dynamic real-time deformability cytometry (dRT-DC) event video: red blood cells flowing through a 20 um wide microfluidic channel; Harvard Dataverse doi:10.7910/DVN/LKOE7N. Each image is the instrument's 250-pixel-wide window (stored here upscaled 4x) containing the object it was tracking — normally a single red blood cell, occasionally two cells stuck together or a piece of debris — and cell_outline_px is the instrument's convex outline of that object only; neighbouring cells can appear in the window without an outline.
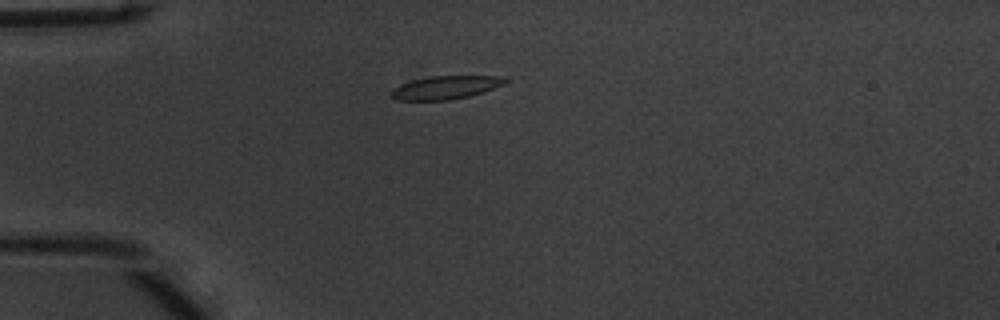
{"species": "common noctule bat (a hibernating species)", "species_latin": "Nyctalus noctula", "temperature_condition": "warm", "stored_images_in_passage": 41, "camera_frame_rate_fps": 3000, "um_per_image_px": 0.085, "animal": {"sex": "male", "body_mass_g": 20.1, "forearm_length_mm": 53.5}, "frame": {"image": 1, "passage_image": 2, "time_ms": 0.333, "image_size_px": [1000, 320], "cell_outline_px": [[508, 80], [504, 84], [468, 96], [452, 100], [396, 100], [388, 92], [392, 88], [400, 84], [412, 80], [428, 76], [508, 76]], "centroid_in_image_um": [37.83, 7.43], "position_along_channel_um": 47.2, "area_um2": 15.49}}
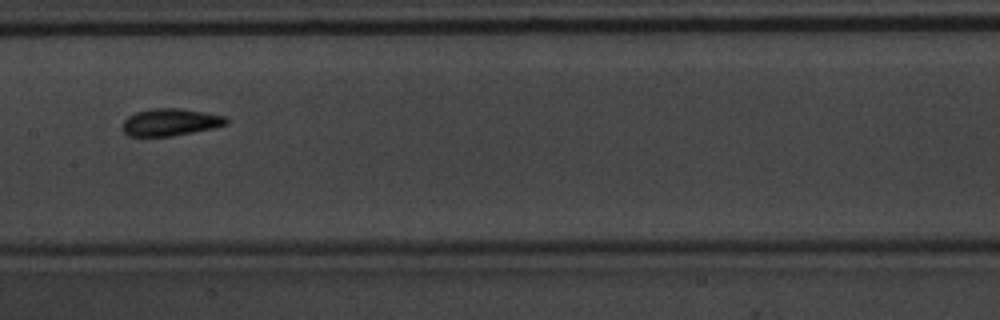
{"frame": {"image": 2, "passage_image": 15, "time_ms": 4.667, "image_size_px": [1000, 320], "cell_outline_px": [[228, 124], [212, 128], [172, 136], [128, 136], [120, 128], [124, 120], [128, 116], [136, 112], [152, 108], [176, 108], [224, 116], [228, 120]], "centroid_in_image_um": [14.41, 10.39], "position_along_channel_um": 193.0, "area_um2": 16.3}}
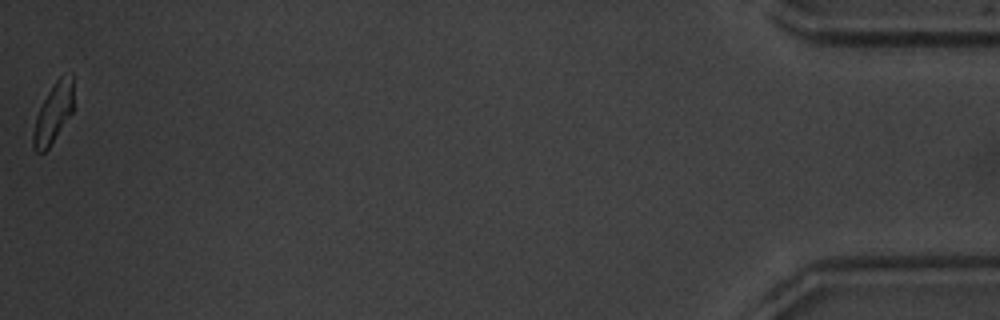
{"frame": {"image": 3, "passage_image": 41, "time_ms": 13.333, "image_size_px": [1000, 320], "cell_outline_px": [[72, 112], [48, 148], [44, 152], [36, 152], [32, 148], [32, 132], [36, 116], [48, 92], [56, 80], [60, 76], [72, 72]], "centroid_in_image_um": [4.5, 9.64], "position_along_channel_um": 430.7, "area_um2": 13.76}, "authors_computed_cell_mechanics": {"area_um2": 15.7794, "velocity_mm_per_s": 3.7982, "shape_relaxation_time_tau1_ms": 3.4954, "shape_relaxation_time_tau2_ms": 1.3803, "deformation_change_tau1": 0.1278, "deformation_change_tau2": 0.0665}}